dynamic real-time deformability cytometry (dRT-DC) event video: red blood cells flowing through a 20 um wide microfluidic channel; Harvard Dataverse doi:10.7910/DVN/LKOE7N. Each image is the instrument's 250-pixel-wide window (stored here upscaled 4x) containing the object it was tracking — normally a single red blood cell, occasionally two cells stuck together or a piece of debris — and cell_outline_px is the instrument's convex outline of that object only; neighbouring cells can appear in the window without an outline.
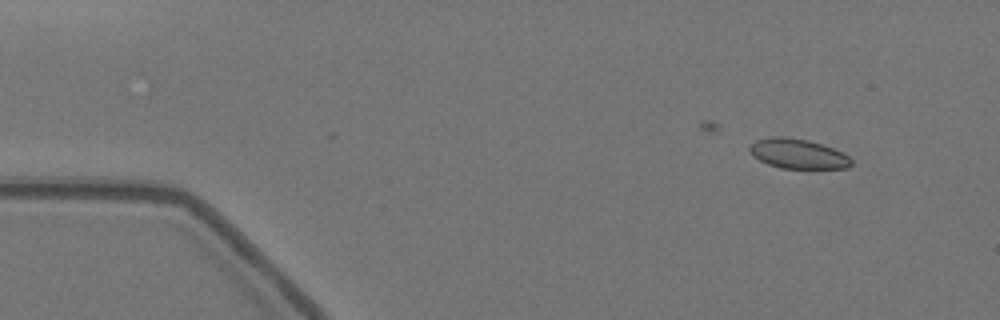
{"species": "Egyptian fruit bat (a non-hibernating species)", "species_latin": "Rousettus aegyptiacus", "temperature_condition": "warm", "stored_images_in_passage": 3, "camera_frame_rate_fps": 3000, "um_per_image_px": 0.085, "animal": {"sex": "female"}, "frame": {"image": 1, "passage_image": 1, "time_ms": 0.0, "image_size_px": [1000, 320], "cell_outline_px": [[852, 164], [848, 168], [780, 168], [768, 164], [760, 160], [748, 148], [756, 140], [772, 136], [784, 136], [808, 140], [844, 152], [852, 160]], "centroid_in_image_um": [67.85, 13.06], "position_along_channel_um": 17.1, "area_um2": 17.46}}